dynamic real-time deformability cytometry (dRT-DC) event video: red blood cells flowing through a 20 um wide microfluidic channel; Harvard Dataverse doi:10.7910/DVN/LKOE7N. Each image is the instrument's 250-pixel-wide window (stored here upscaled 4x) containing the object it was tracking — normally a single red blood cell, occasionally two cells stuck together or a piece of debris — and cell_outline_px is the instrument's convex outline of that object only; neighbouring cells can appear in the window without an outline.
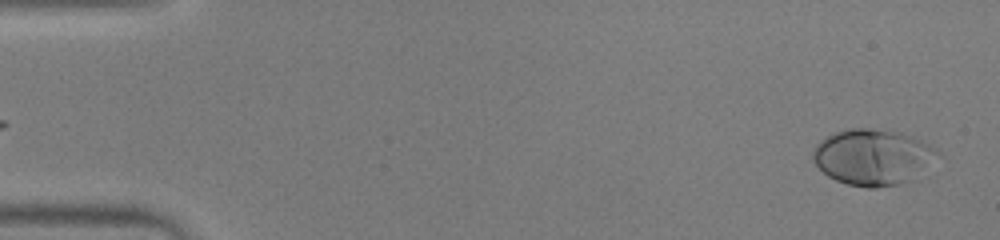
{"species": "human", "species_latin": "Homo sapiens", "temperature_condition": "warm", "stored_images_in_passage": 52, "camera_frame_rate_fps": 3000, "um_per_image_px": 0.085, "donor": {"sex": "male"}, "frame": {"image": 1, "passage_image": 2, "time_ms": 0.333, "image_size_px": [1000, 240], "cell_outline_px": [[936, 152], [908, 180], [900, 184], [876, 188], [868, 188], [848, 184], [836, 180], [828, 176], [812, 160], [812, 152], [816, 144], [820, 140], [836, 132], [852, 128], [868, 128], [900, 132], [912, 136], [936, 148]], "centroid_in_image_um": [74.05, 13.33], "position_along_channel_um": 10.9, "area_um2": 39.36}}
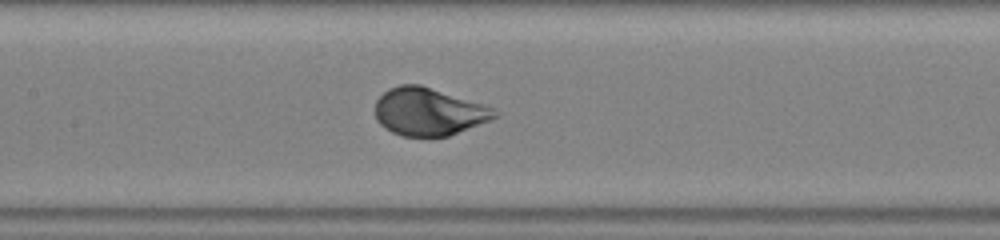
{"frame": {"image": 2, "passage_image": 25, "time_ms": 8.0, "image_size_px": [1000, 240], "cell_outline_px": [[500, 116], [448, 136], [404, 136], [392, 132], [384, 128], [376, 120], [376, 100], [388, 88], [400, 84], [420, 84], [484, 104], [500, 112]], "centroid_in_image_um": [36.44, 9.48], "position_along_channel_um": 171.0, "area_um2": 33.18}}
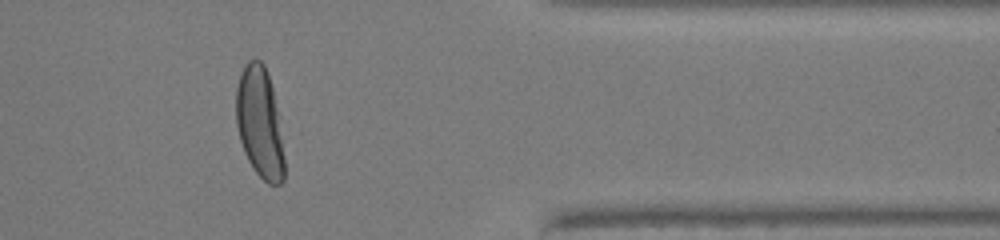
{"frame": {"image": 3, "passage_image": 43, "time_ms": 14.0, "image_size_px": [1000, 240], "cell_outline_px": [[284, 180], [280, 184], [268, 184], [256, 172], [248, 160], [244, 152], [240, 140], [236, 124], [236, 88], [240, 72], [244, 64], [248, 60], [260, 60], [264, 64], [272, 88], [276, 108], [284, 156]], "centroid_in_image_um": [22.05, 10.42], "position_along_channel_um": 389.4, "area_um2": 30.87}, "authors_computed_cell_mechanics": {"area_um2": 34.3043, "velocity_mm_per_s": 3.9494, "shape_relaxation_time_tau1_ms": 2.829, "shape_relaxation_time_tau2_ms": null, "deformation_change_tau1": 0.1901, "deformation_change_tau2": null}}